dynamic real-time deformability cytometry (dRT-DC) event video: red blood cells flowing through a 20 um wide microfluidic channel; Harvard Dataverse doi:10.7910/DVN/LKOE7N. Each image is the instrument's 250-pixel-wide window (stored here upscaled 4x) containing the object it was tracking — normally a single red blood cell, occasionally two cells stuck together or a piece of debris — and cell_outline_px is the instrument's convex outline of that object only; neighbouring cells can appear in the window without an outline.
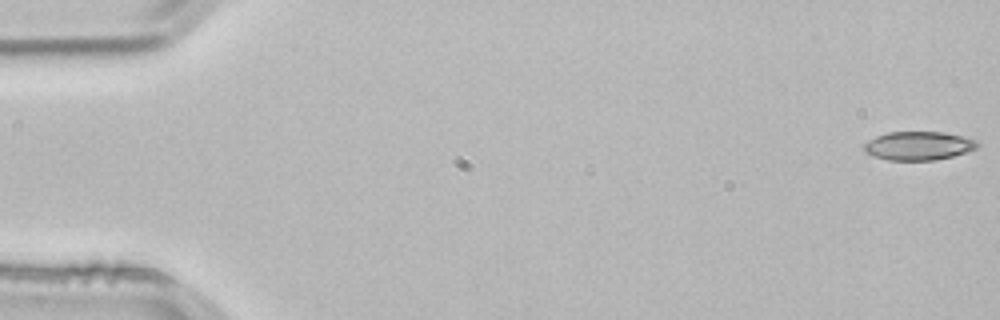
{"species": "common noctule bat (a hibernating species)", "species_latin": "Nyctalus noctula", "temperature_condition": "room temperature", "stored_images_in_passage": 53, "camera_frame_rate_fps": 3000, "um_per_image_px": 0.085, "animal": {"sex": "male", "body_mass_g": 21.5, "forearm_length_mm": 52.0}, "frame": {"image": 1, "passage_image": 1, "time_ms": 0.0, "image_size_px": [1000, 320], "cell_outline_px": [[980, 144], [976, 148], [952, 156], [936, 160], [888, 160], [872, 156], [864, 152], [864, 144], [868, 140], [876, 136], [888, 132], [944, 132], [976, 140]], "centroid_in_image_um": [78.03, 12.39], "position_along_channel_um": 7.0, "area_um2": 18.84}}
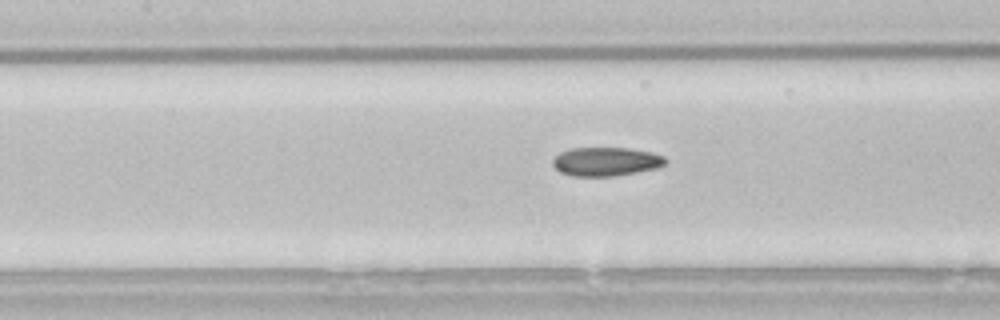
{"frame": {"image": 2, "passage_image": 24, "time_ms": 7.667, "image_size_px": [1000, 320], "cell_outline_px": [[668, 160], [660, 168], [616, 176], [572, 176], [560, 172], [552, 164], [552, 160], [560, 152], [568, 148], [628, 148], [652, 152], [664, 156]], "centroid_in_image_um": [51.53, 13.73], "position_along_channel_um": 155.9, "area_um2": 19.13}}
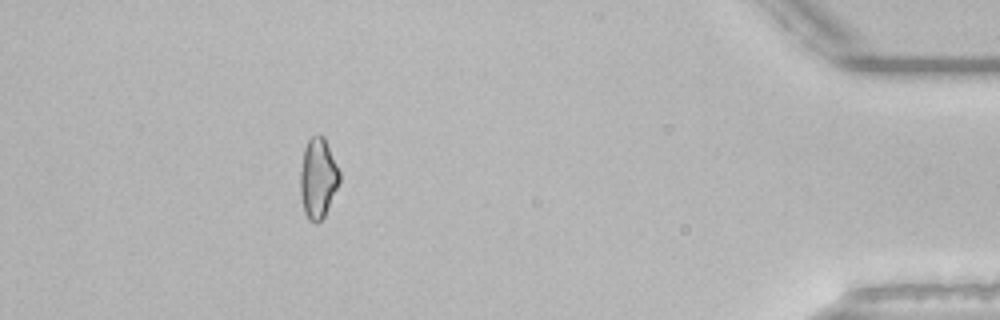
{"frame": {"image": 3, "passage_image": 48, "time_ms": 15.667, "image_size_px": [1000, 320], "cell_outline_px": [[340, 180], [324, 216], [316, 224], [308, 220], [304, 212], [300, 192], [300, 172], [304, 148], [308, 140], [312, 136], [324, 136], [340, 172]], "centroid_in_image_um": [27.01, 15.15], "position_along_channel_um": 408.2, "area_um2": 18.15}, "authors_computed_cell_mechanics": {"area_um2": 19.0162, "velocity_mm_per_s": 3.8551, "shape_relaxation_time_tau1_ms": null, "shape_relaxation_time_tau2_ms": 4.874, "deformation_change_tau1": null, "deformation_change_tau2": 0.116}}